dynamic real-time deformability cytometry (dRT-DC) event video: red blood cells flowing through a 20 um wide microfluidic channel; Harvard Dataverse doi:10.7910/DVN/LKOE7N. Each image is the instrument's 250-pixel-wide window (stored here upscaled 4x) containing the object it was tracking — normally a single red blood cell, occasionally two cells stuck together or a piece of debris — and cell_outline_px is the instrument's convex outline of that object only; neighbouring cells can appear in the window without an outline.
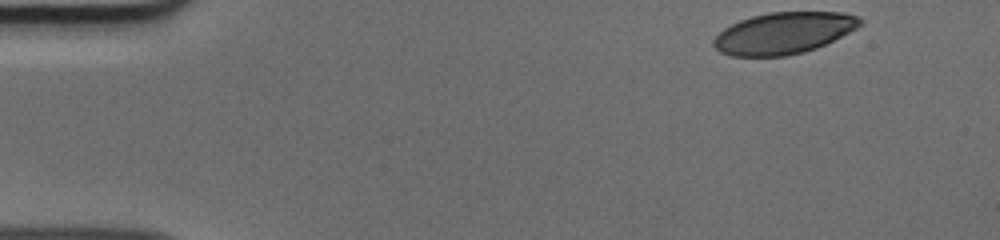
{"species": "human", "species_latin": "Homo sapiens", "temperature_condition": "cold", "stored_images_in_passage": 46, "camera_frame_rate_fps": 3000, "um_per_image_px": 0.085, "donor": {"sex": "male"}, "frame": {"image": 1, "passage_image": 1, "time_ms": 0.0, "image_size_px": [1000, 240], "cell_outline_px": [[864, 20], [856, 28], [816, 48], [804, 52], [784, 56], [728, 56], [720, 52], [712, 44], [712, 40], [724, 28], [740, 20], [752, 16], [768, 12], [844, 12], [856, 16]], "centroid_in_image_um": [66.57, 2.81], "position_along_channel_um": 18.4, "area_um2": 35.32}}
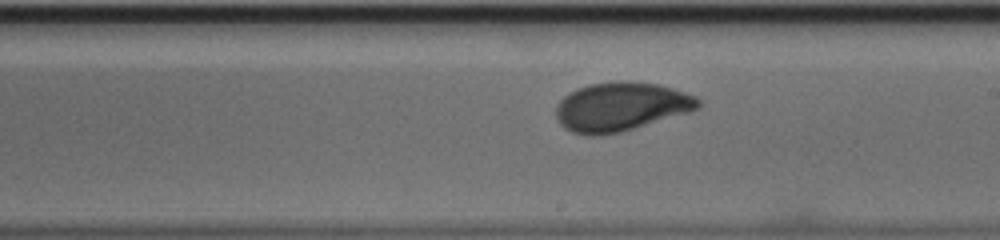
{"frame": {"image": 2, "passage_image": 25, "time_ms": 8.0, "image_size_px": [1000, 240], "cell_outline_px": [[700, 104], [696, 108], [688, 112], [620, 132], [596, 136], [588, 136], [572, 132], [564, 128], [560, 124], [556, 116], [556, 104], [564, 96], [576, 88], [592, 84], [620, 80], [628, 80], [656, 84], [672, 88], [696, 96], [700, 100]], "centroid_in_image_um": [52.73, 9.06], "position_along_channel_um": 236.3, "area_um2": 40.34}}
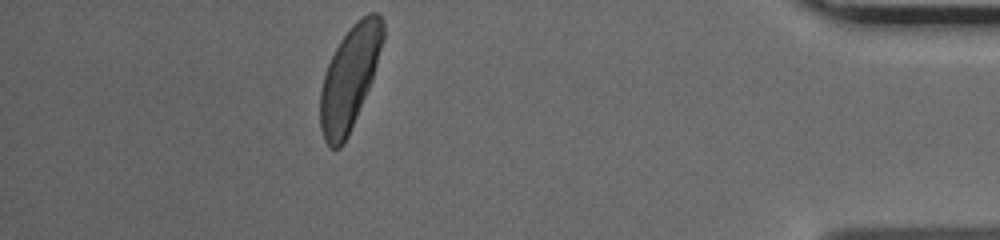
{"frame": {"image": 3, "passage_image": 41, "time_ms": 13.333, "image_size_px": [1000, 240], "cell_outline_px": [[384, 36], [372, 80], [348, 136], [344, 144], [340, 148], [328, 148], [324, 140], [320, 128], [320, 92], [324, 76], [328, 64], [340, 40], [352, 24], [356, 20], [368, 12], [376, 12], [384, 20]], "centroid_in_image_um": [29.71, 6.61], "position_along_channel_um": 405.5, "area_um2": 37.51}}